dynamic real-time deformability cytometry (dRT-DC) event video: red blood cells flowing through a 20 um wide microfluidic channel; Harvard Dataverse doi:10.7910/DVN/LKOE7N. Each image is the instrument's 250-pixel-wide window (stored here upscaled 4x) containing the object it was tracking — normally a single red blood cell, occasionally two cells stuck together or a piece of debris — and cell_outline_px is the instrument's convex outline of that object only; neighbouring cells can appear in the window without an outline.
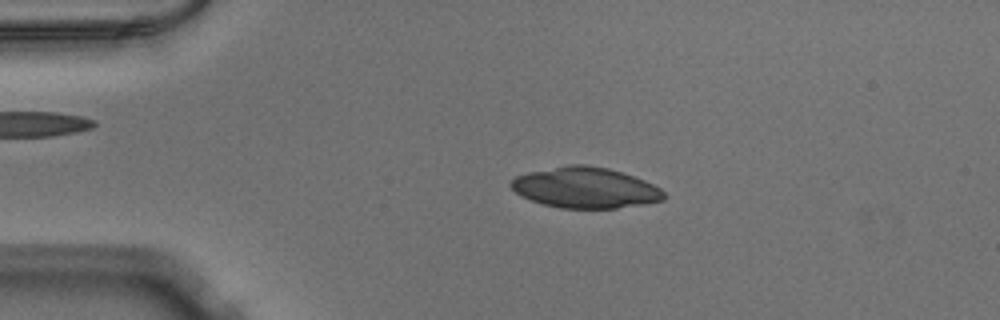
{"species": "Egyptian fruit bat (a non-hibernating species)", "species_latin": "Rousettus aegyptiacus", "temperature_condition": "warm", "stored_images_in_passage": 50, "camera_frame_rate_fps": 3000, "um_per_image_px": 0.085, "animal": {"sex": "male"}, "frame": {"image": 1, "passage_image": 10, "time_ms": 3.0, "image_size_px": [1000, 320], "cell_outline_px": [[668, 196], [664, 200], [616, 208], [560, 208], [544, 204], [520, 196], [508, 184], [516, 176], [528, 172], [568, 164], [588, 164], [608, 168], [644, 180], [660, 188]], "centroid_in_image_um": [49.74, 15.95], "position_along_channel_um": 35.3, "area_um2": 36.24}}
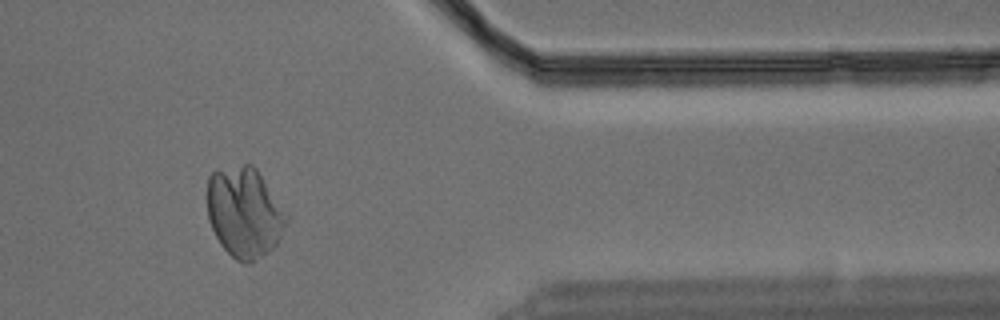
{"frame": {"image": 2, "passage_image": 42, "time_ms": 13.667, "image_size_px": [1000, 320], "cell_outline_px": [[288, 220], [276, 244], [272, 248], [248, 264], [244, 264], [236, 260], [220, 244], [208, 220], [208, 176], [212, 172], [244, 164], [252, 164], [256, 168], [288, 216]], "centroid_in_image_um": [20.76, 18.06], "position_along_channel_um": 390.6, "area_um2": 41.1}}